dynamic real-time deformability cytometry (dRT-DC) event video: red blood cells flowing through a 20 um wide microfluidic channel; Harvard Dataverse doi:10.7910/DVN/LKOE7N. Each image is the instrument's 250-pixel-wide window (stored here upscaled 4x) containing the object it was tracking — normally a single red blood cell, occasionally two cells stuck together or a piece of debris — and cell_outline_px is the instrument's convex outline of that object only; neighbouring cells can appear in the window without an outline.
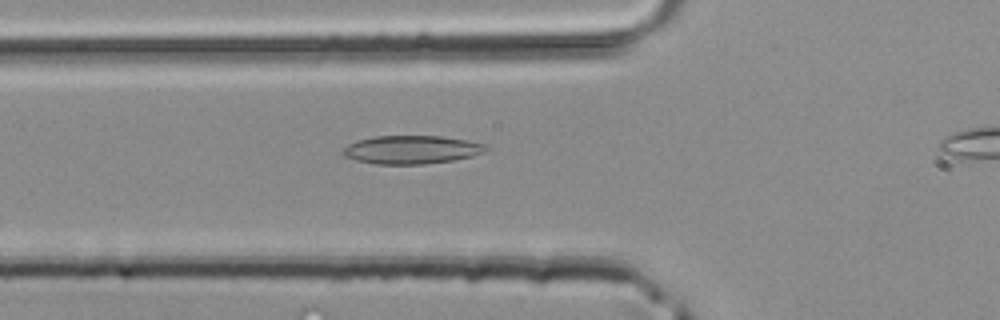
{"species": "common noctule bat (a hibernating species)", "species_latin": "Nyctalus noctula", "temperature_condition": "room temperature", "stored_images_in_passage": 30, "camera_frame_rate_fps": 3000, "um_per_image_px": 0.085, "animal": {"sex": "male", "body_mass_g": 20.4}, "frame": {"image": 1, "passage_image": 8, "time_ms": 2.333, "image_size_px": [1000, 320], "cell_outline_px": [[488, 148], [484, 152], [472, 156], [456, 160], [424, 164], [376, 164], [356, 160], [344, 156], [340, 152], [348, 144], [356, 140], [376, 136], [440, 136], [468, 140], [484, 144]], "centroid_in_image_um": [34.97, 12.72], "position_along_channel_um": 90.8, "area_um2": 23.7}}
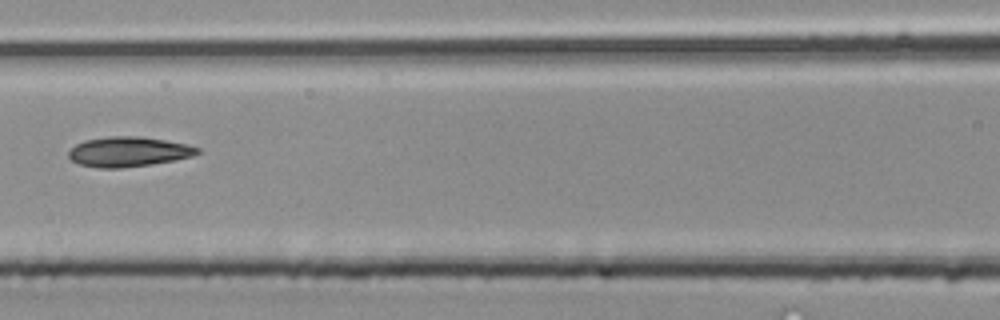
{"frame": {"image": 2, "passage_image": 12, "time_ms": 3.667, "image_size_px": [1000, 320], "cell_outline_px": [[200, 152], [192, 156], [152, 164], [120, 168], [96, 168], [80, 164], [72, 160], [68, 156], [68, 152], [76, 144], [84, 140], [108, 136], [144, 136], [188, 144], [200, 148]], "centroid_in_image_um": [10.92, 12.89], "position_along_channel_um": 155.7, "area_um2": 22.54}}
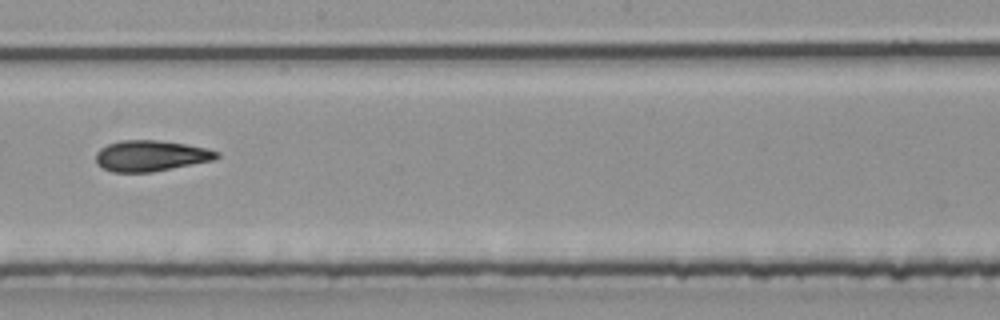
{"frame": {"image": 3, "passage_image": 17, "time_ms": 5.333, "image_size_px": [1000, 320], "cell_outline_px": [[220, 156], [212, 160], [152, 172], [112, 172], [96, 164], [96, 152], [100, 148], [108, 144], [120, 140], [160, 140], [184, 144], [204, 148], [220, 152]], "centroid_in_image_um": [12.78, 13.24], "position_along_channel_um": 235.4, "area_um2": 21.62}}